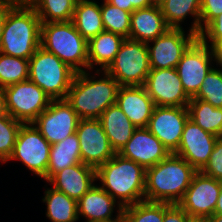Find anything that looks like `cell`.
<instances>
[{
  "mask_svg": "<svg viewBox=\"0 0 222 222\" xmlns=\"http://www.w3.org/2000/svg\"><path fill=\"white\" fill-rule=\"evenodd\" d=\"M145 176L141 165L118 153L96 169V180L111 197L119 199L118 208L145 200Z\"/></svg>",
  "mask_w": 222,
  "mask_h": 222,
  "instance_id": "obj_1",
  "label": "cell"
},
{
  "mask_svg": "<svg viewBox=\"0 0 222 222\" xmlns=\"http://www.w3.org/2000/svg\"><path fill=\"white\" fill-rule=\"evenodd\" d=\"M101 78L88 70L77 72L67 93L66 101L80 119H99L111 105L116 104L119 83L106 71Z\"/></svg>",
  "mask_w": 222,
  "mask_h": 222,
  "instance_id": "obj_2",
  "label": "cell"
},
{
  "mask_svg": "<svg viewBox=\"0 0 222 222\" xmlns=\"http://www.w3.org/2000/svg\"><path fill=\"white\" fill-rule=\"evenodd\" d=\"M197 170L182 157L171 153L146 169L145 200L178 204Z\"/></svg>",
  "mask_w": 222,
  "mask_h": 222,
  "instance_id": "obj_3",
  "label": "cell"
},
{
  "mask_svg": "<svg viewBox=\"0 0 222 222\" xmlns=\"http://www.w3.org/2000/svg\"><path fill=\"white\" fill-rule=\"evenodd\" d=\"M41 20L32 6H13L6 15L0 52L30 59L40 47Z\"/></svg>",
  "mask_w": 222,
  "mask_h": 222,
  "instance_id": "obj_4",
  "label": "cell"
},
{
  "mask_svg": "<svg viewBox=\"0 0 222 222\" xmlns=\"http://www.w3.org/2000/svg\"><path fill=\"white\" fill-rule=\"evenodd\" d=\"M40 46L76 72L88 69V41L72 21L41 23Z\"/></svg>",
  "mask_w": 222,
  "mask_h": 222,
  "instance_id": "obj_5",
  "label": "cell"
},
{
  "mask_svg": "<svg viewBox=\"0 0 222 222\" xmlns=\"http://www.w3.org/2000/svg\"><path fill=\"white\" fill-rule=\"evenodd\" d=\"M28 72L29 80L37 84L51 100L66 98L77 73L41 46L30 57Z\"/></svg>",
  "mask_w": 222,
  "mask_h": 222,
  "instance_id": "obj_6",
  "label": "cell"
},
{
  "mask_svg": "<svg viewBox=\"0 0 222 222\" xmlns=\"http://www.w3.org/2000/svg\"><path fill=\"white\" fill-rule=\"evenodd\" d=\"M120 86H144L151 71L147 43L125 38L105 70Z\"/></svg>",
  "mask_w": 222,
  "mask_h": 222,
  "instance_id": "obj_7",
  "label": "cell"
},
{
  "mask_svg": "<svg viewBox=\"0 0 222 222\" xmlns=\"http://www.w3.org/2000/svg\"><path fill=\"white\" fill-rule=\"evenodd\" d=\"M6 111L22 123H32L49 105L51 98L30 80L4 88Z\"/></svg>",
  "mask_w": 222,
  "mask_h": 222,
  "instance_id": "obj_8",
  "label": "cell"
},
{
  "mask_svg": "<svg viewBox=\"0 0 222 222\" xmlns=\"http://www.w3.org/2000/svg\"><path fill=\"white\" fill-rule=\"evenodd\" d=\"M51 144L33 123H22L9 160H19L34 174L43 178L47 173Z\"/></svg>",
  "mask_w": 222,
  "mask_h": 222,
  "instance_id": "obj_9",
  "label": "cell"
},
{
  "mask_svg": "<svg viewBox=\"0 0 222 222\" xmlns=\"http://www.w3.org/2000/svg\"><path fill=\"white\" fill-rule=\"evenodd\" d=\"M212 60L216 61L214 48L204 44L199 38L183 53L175 69L190 98L198 93L203 80L212 69Z\"/></svg>",
  "mask_w": 222,
  "mask_h": 222,
  "instance_id": "obj_10",
  "label": "cell"
},
{
  "mask_svg": "<svg viewBox=\"0 0 222 222\" xmlns=\"http://www.w3.org/2000/svg\"><path fill=\"white\" fill-rule=\"evenodd\" d=\"M79 120L77 113L66 99H58L52 100L32 123L53 145L76 133Z\"/></svg>",
  "mask_w": 222,
  "mask_h": 222,
  "instance_id": "obj_11",
  "label": "cell"
},
{
  "mask_svg": "<svg viewBox=\"0 0 222 222\" xmlns=\"http://www.w3.org/2000/svg\"><path fill=\"white\" fill-rule=\"evenodd\" d=\"M198 38L193 32L169 28L164 34L147 43L151 69L176 68L183 53Z\"/></svg>",
  "mask_w": 222,
  "mask_h": 222,
  "instance_id": "obj_12",
  "label": "cell"
},
{
  "mask_svg": "<svg viewBox=\"0 0 222 222\" xmlns=\"http://www.w3.org/2000/svg\"><path fill=\"white\" fill-rule=\"evenodd\" d=\"M76 134L85 165L97 169L116 154L99 119H80Z\"/></svg>",
  "mask_w": 222,
  "mask_h": 222,
  "instance_id": "obj_13",
  "label": "cell"
},
{
  "mask_svg": "<svg viewBox=\"0 0 222 222\" xmlns=\"http://www.w3.org/2000/svg\"><path fill=\"white\" fill-rule=\"evenodd\" d=\"M222 188V181L197 171L178 205L190 216L211 217Z\"/></svg>",
  "mask_w": 222,
  "mask_h": 222,
  "instance_id": "obj_14",
  "label": "cell"
},
{
  "mask_svg": "<svg viewBox=\"0 0 222 222\" xmlns=\"http://www.w3.org/2000/svg\"><path fill=\"white\" fill-rule=\"evenodd\" d=\"M144 87L155 106L187 107L191 100L175 68L151 69Z\"/></svg>",
  "mask_w": 222,
  "mask_h": 222,
  "instance_id": "obj_15",
  "label": "cell"
},
{
  "mask_svg": "<svg viewBox=\"0 0 222 222\" xmlns=\"http://www.w3.org/2000/svg\"><path fill=\"white\" fill-rule=\"evenodd\" d=\"M188 119L187 107L155 106L147 128L171 154L179 147Z\"/></svg>",
  "mask_w": 222,
  "mask_h": 222,
  "instance_id": "obj_16",
  "label": "cell"
},
{
  "mask_svg": "<svg viewBox=\"0 0 222 222\" xmlns=\"http://www.w3.org/2000/svg\"><path fill=\"white\" fill-rule=\"evenodd\" d=\"M219 137L204 131L190 119L184 125L181 141L174 153L200 171L208 162Z\"/></svg>",
  "mask_w": 222,
  "mask_h": 222,
  "instance_id": "obj_17",
  "label": "cell"
},
{
  "mask_svg": "<svg viewBox=\"0 0 222 222\" xmlns=\"http://www.w3.org/2000/svg\"><path fill=\"white\" fill-rule=\"evenodd\" d=\"M145 170L165 159L170 153L147 127L136 128L131 139L118 152Z\"/></svg>",
  "mask_w": 222,
  "mask_h": 222,
  "instance_id": "obj_18",
  "label": "cell"
},
{
  "mask_svg": "<svg viewBox=\"0 0 222 222\" xmlns=\"http://www.w3.org/2000/svg\"><path fill=\"white\" fill-rule=\"evenodd\" d=\"M116 105L136 128L148 126L155 107L144 86H120Z\"/></svg>",
  "mask_w": 222,
  "mask_h": 222,
  "instance_id": "obj_19",
  "label": "cell"
},
{
  "mask_svg": "<svg viewBox=\"0 0 222 222\" xmlns=\"http://www.w3.org/2000/svg\"><path fill=\"white\" fill-rule=\"evenodd\" d=\"M94 181H97L96 169L80 163L58 171L47 182L78 201L94 185Z\"/></svg>",
  "mask_w": 222,
  "mask_h": 222,
  "instance_id": "obj_20",
  "label": "cell"
},
{
  "mask_svg": "<svg viewBox=\"0 0 222 222\" xmlns=\"http://www.w3.org/2000/svg\"><path fill=\"white\" fill-rule=\"evenodd\" d=\"M168 29L160 6L151 5L131 13L129 39L150 43Z\"/></svg>",
  "mask_w": 222,
  "mask_h": 222,
  "instance_id": "obj_21",
  "label": "cell"
},
{
  "mask_svg": "<svg viewBox=\"0 0 222 222\" xmlns=\"http://www.w3.org/2000/svg\"><path fill=\"white\" fill-rule=\"evenodd\" d=\"M118 203L104 189L93 185L78 201V218L83 216L86 222H103L115 219L112 217L115 204Z\"/></svg>",
  "mask_w": 222,
  "mask_h": 222,
  "instance_id": "obj_22",
  "label": "cell"
},
{
  "mask_svg": "<svg viewBox=\"0 0 222 222\" xmlns=\"http://www.w3.org/2000/svg\"><path fill=\"white\" fill-rule=\"evenodd\" d=\"M99 120L111 147L118 153L131 139L136 127L116 104L109 106Z\"/></svg>",
  "mask_w": 222,
  "mask_h": 222,
  "instance_id": "obj_23",
  "label": "cell"
},
{
  "mask_svg": "<svg viewBox=\"0 0 222 222\" xmlns=\"http://www.w3.org/2000/svg\"><path fill=\"white\" fill-rule=\"evenodd\" d=\"M125 38L110 31L104 30L88 41V69L94 65L105 71L114 61L116 54Z\"/></svg>",
  "mask_w": 222,
  "mask_h": 222,
  "instance_id": "obj_24",
  "label": "cell"
},
{
  "mask_svg": "<svg viewBox=\"0 0 222 222\" xmlns=\"http://www.w3.org/2000/svg\"><path fill=\"white\" fill-rule=\"evenodd\" d=\"M202 0H165L161 5V11L169 28L182 29L180 23L191 15L194 18L191 28L188 30L200 34V9Z\"/></svg>",
  "mask_w": 222,
  "mask_h": 222,
  "instance_id": "obj_25",
  "label": "cell"
},
{
  "mask_svg": "<svg viewBox=\"0 0 222 222\" xmlns=\"http://www.w3.org/2000/svg\"><path fill=\"white\" fill-rule=\"evenodd\" d=\"M80 145L76 133L61 142L51 145L47 173L43 177L48 181L55 173L75 164H80Z\"/></svg>",
  "mask_w": 222,
  "mask_h": 222,
  "instance_id": "obj_26",
  "label": "cell"
},
{
  "mask_svg": "<svg viewBox=\"0 0 222 222\" xmlns=\"http://www.w3.org/2000/svg\"><path fill=\"white\" fill-rule=\"evenodd\" d=\"M71 21L87 41L105 30L101 16V5L95 1L78 0Z\"/></svg>",
  "mask_w": 222,
  "mask_h": 222,
  "instance_id": "obj_27",
  "label": "cell"
},
{
  "mask_svg": "<svg viewBox=\"0 0 222 222\" xmlns=\"http://www.w3.org/2000/svg\"><path fill=\"white\" fill-rule=\"evenodd\" d=\"M42 199L46 203V217L51 222H76L78 218L77 201L56 189L47 188Z\"/></svg>",
  "mask_w": 222,
  "mask_h": 222,
  "instance_id": "obj_28",
  "label": "cell"
},
{
  "mask_svg": "<svg viewBox=\"0 0 222 222\" xmlns=\"http://www.w3.org/2000/svg\"><path fill=\"white\" fill-rule=\"evenodd\" d=\"M189 119L215 136L222 137V108H215L211 104L191 99L188 103Z\"/></svg>",
  "mask_w": 222,
  "mask_h": 222,
  "instance_id": "obj_29",
  "label": "cell"
},
{
  "mask_svg": "<svg viewBox=\"0 0 222 222\" xmlns=\"http://www.w3.org/2000/svg\"><path fill=\"white\" fill-rule=\"evenodd\" d=\"M78 0H36L35 9L41 23L68 22L72 20Z\"/></svg>",
  "mask_w": 222,
  "mask_h": 222,
  "instance_id": "obj_30",
  "label": "cell"
},
{
  "mask_svg": "<svg viewBox=\"0 0 222 222\" xmlns=\"http://www.w3.org/2000/svg\"><path fill=\"white\" fill-rule=\"evenodd\" d=\"M29 60L0 52V88L29 80Z\"/></svg>",
  "mask_w": 222,
  "mask_h": 222,
  "instance_id": "obj_31",
  "label": "cell"
},
{
  "mask_svg": "<svg viewBox=\"0 0 222 222\" xmlns=\"http://www.w3.org/2000/svg\"><path fill=\"white\" fill-rule=\"evenodd\" d=\"M103 1L101 16L104 29L118 34L123 38H129L131 13L119 9L106 0Z\"/></svg>",
  "mask_w": 222,
  "mask_h": 222,
  "instance_id": "obj_32",
  "label": "cell"
},
{
  "mask_svg": "<svg viewBox=\"0 0 222 222\" xmlns=\"http://www.w3.org/2000/svg\"><path fill=\"white\" fill-rule=\"evenodd\" d=\"M126 222H163L164 202L141 201L123 208Z\"/></svg>",
  "mask_w": 222,
  "mask_h": 222,
  "instance_id": "obj_33",
  "label": "cell"
},
{
  "mask_svg": "<svg viewBox=\"0 0 222 222\" xmlns=\"http://www.w3.org/2000/svg\"><path fill=\"white\" fill-rule=\"evenodd\" d=\"M191 99H200L215 108H222V66L212 68L203 80L198 93Z\"/></svg>",
  "mask_w": 222,
  "mask_h": 222,
  "instance_id": "obj_34",
  "label": "cell"
},
{
  "mask_svg": "<svg viewBox=\"0 0 222 222\" xmlns=\"http://www.w3.org/2000/svg\"><path fill=\"white\" fill-rule=\"evenodd\" d=\"M21 125L8 113L0 116V162L6 163L11 156Z\"/></svg>",
  "mask_w": 222,
  "mask_h": 222,
  "instance_id": "obj_35",
  "label": "cell"
},
{
  "mask_svg": "<svg viewBox=\"0 0 222 222\" xmlns=\"http://www.w3.org/2000/svg\"><path fill=\"white\" fill-rule=\"evenodd\" d=\"M200 171L205 175L222 181V137L216 141L208 162Z\"/></svg>",
  "mask_w": 222,
  "mask_h": 222,
  "instance_id": "obj_36",
  "label": "cell"
},
{
  "mask_svg": "<svg viewBox=\"0 0 222 222\" xmlns=\"http://www.w3.org/2000/svg\"><path fill=\"white\" fill-rule=\"evenodd\" d=\"M198 38L206 45L214 48L222 41V13L213 19L198 35ZM209 41H208V40ZM210 42V45L208 44Z\"/></svg>",
  "mask_w": 222,
  "mask_h": 222,
  "instance_id": "obj_37",
  "label": "cell"
},
{
  "mask_svg": "<svg viewBox=\"0 0 222 222\" xmlns=\"http://www.w3.org/2000/svg\"><path fill=\"white\" fill-rule=\"evenodd\" d=\"M222 13V0H202L200 9V32Z\"/></svg>",
  "mask_w": 222,
  "mask_h": 222,
  "instance_id": "obj_38",
  "label": "cell"
},
{
  "mask_svg": "<svg viewBox=\"0 0 222 222\" xmlns=\"http://www.w3.org/2000/svg\"><path fill=\"white\" fill-rule=\"evenodd\" d=\"M188 214L178 205L164 202L163 222H186Z\"/></svg>",
  "mask_w": 222,
  "mask_h": 222,
  "instance_id": "obj_39",
  "label": "cell"
},
{
  "mask_svg": "<svg viewBox=\"0 0 222 222\" xmlns=\"http://www.w3.org/2000/svg\"><path fill=\"white\" fill-rule=\"evenodd\" d=\"M119 9L132 13L136 9L149 7L152 5L151 0H106Z\"/></svg>",
  "mask_w": 222,
  "mask_h": 222,
  "instance_id": "obj_40",
  "label": "cell"
},
{
  "mask_svg": "<svg viewBox=\"0 0 222 222\" xmlns=\"http://www.w3.org/2000/svg\"><path fill=\"white\" fill-rule=\"evenodd\" d=\"M12 7V5L0 0V40L3 32V26L5 23L6 15Z\"/></svg>",
  "mask_w": 222,
  "mask_h": 222,
  "instance_id": "obj_41",
  "label": "cell"
},
{
  "mask_svg": "<svg viewBox=\"0 0 222 222\" xmlns=\"http://www.w3.org/2000/svg\"><path fill=\"white\" fill-rule=\"evenodd\" d=\"M12 6H32L36 0H2Z\"/></svg>",
  "mask_w": 222,
  "mask_h": 222,
  "instance_id": "obj_42",
  "label": "cell"
},
{
  "mask_svg": "<svg viewBox=\"0 0 222 222\" xmlns=\"http://www.w3.org/2000/svg\"><path fill=\"white\" fill-rule=\"evenodd\" d=\"M7 114L6 111V99H5V90L0 88V116Z\"/></svg>",
  "mask_w": 222,
  "mask_h": 222,
  "instance_id": "obj_43",
  "label": "cell"
},
{
  "mask_svg": "<svg viewBox=\"0 0 222 222\" xmlns=\"http://www.w3.org/2000/svg\"><path fill=\"white\" fill-rule=\"evenodd\" d=\"M216 65L222 66V41L214 47Z\"/></svg>",
  "mask_w": 222,
  "mask_h": 222,
  "instance_id": "obj_44",
  "label": "cell"
},
{
  "mask_svg": "<svg viewBox=\"0 0 222 222\" xmlns=\"http://www.w3.org/2000/svg\"><path fill=\"white\" fill-rule=\"evenodd\" d=\"M186 222H210L209 217L187 216Z\"/></svg>",
  "mask_w": 222,
  "mask_h": 222,
  "instance_id": "obj_45",
  "label": "cell"
},
{
  "mask_svg": "<svg viewBox=\"0 0 222 222\" xmlns=\"http://www.w3.org/2000/svg\"><path fill=\"white\" fill-rule=\"evenodd\" d=\"M118 214L116 216L115 219L113 220H110V221H103V222H126L125 221V218H124V215H123V208H117V211H116Z\"/></svg>",
  "mask_w": 222,
  "mask_h": 222,
  "instance_id": "obj_46",
  "label": "cell"
},
{
  "mask_svg": "<svg viewBox=\"0 0 222 222\" xmlns=\"http://www.w3.org/2000/svg\"><path fill=\"white\" fill-rule=\"evenodd\" d=\"M214 214H222V188L218 197V201L216 203Z\"/></svg>",
  "mask_w": 222,
  "mask_h": 222,
  "instance_id": "obj_47",
  "label": "cell"
},
{
  "mask_svg": "<svg viewBox=\"0 0 222 222\" xmlns=\"http://www.w3.org/2000/svg\"><path fill=\"white\" fill-rule=\"evenodd\" d=\"M210 222H222V214H214L209 218Z\"/></svg>",
  "mask_w": 222,
  "mask_h": 222,
  "instance_id": "obj_48",
  "label": "cell"
},
{
  "mask_svg": "<svg viewBox=\"0 0 222 222\" xmlns=\"http://www.w3.org/2000/svg\"><path fill=\"white\" fill-rule=\"evenodd\" d=\"M165 0H151L152 5L160 6Z\"/></svg>",
  "mask_w": 222,
  "mask_h": 222,
  "instance_id": "obj_49",
  "label": "cell"
}]
</instances>
